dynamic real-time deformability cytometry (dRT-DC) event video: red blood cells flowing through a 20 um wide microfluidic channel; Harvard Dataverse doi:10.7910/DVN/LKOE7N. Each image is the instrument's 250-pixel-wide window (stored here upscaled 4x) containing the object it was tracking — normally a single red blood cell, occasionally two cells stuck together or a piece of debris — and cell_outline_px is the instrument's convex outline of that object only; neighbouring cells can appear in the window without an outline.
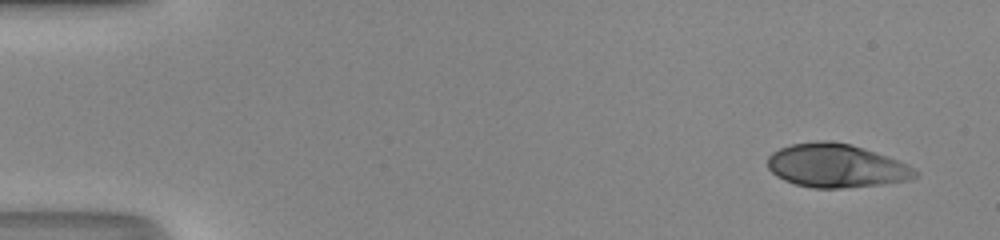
{"species": "human", "species_latin": "Homo sapiens", "temperature_condition": "room temperature", "stored_images_in_passage": 47, "camera_frame_rate_fps": 3000, "um_per_image_px": 0.085, "donor": {"sex": "male"}, "frame": {"image": 1, "passage_image": 1, "time_ms": 0.0, "image_size_px": [1000, 240], "cell_outline_px": [[916, 176], [908, 180], [884, 184], [840, 188], [812, 188], [796, 184], [784, 180], [776, 176], [768, 168], [768, 156], [772, 152], [780, 148], [792, 144], [816, 140], [828, 140], [852, 144], [864, 148], [908, 164], [916, 172]], "centroid_in_image_um": [71.04, 14.08], "position_along_channel_um": 14.0, "area_um2": 37.4}}
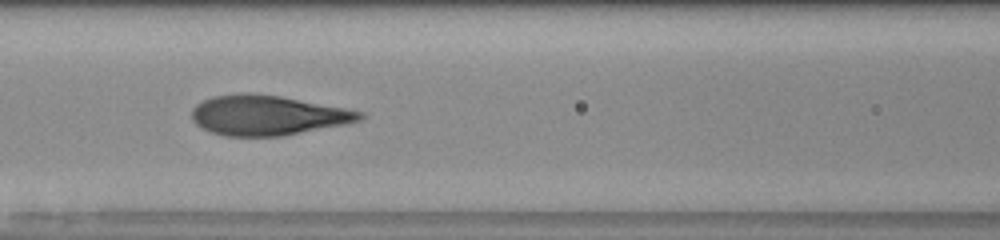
{"frame": {"image": 2, "passage_image": 20, "time_ms": 6.333, "image_size_px": [1000, 240], "cell_outline_px": [[364, 116], [360, 120], [348, 124], [284, 136], [224, 136], [212, 132], [196, 124], [192, 120], [192, 108], [196, 104], [212, 96], [240, 92], [248, 92], [280, 96], [344, 108], [364, 112]], "centroid_in_image_um": [22.74, 9.8], "position_along_channel_um": 143.9, "area_um2": 39.25}}
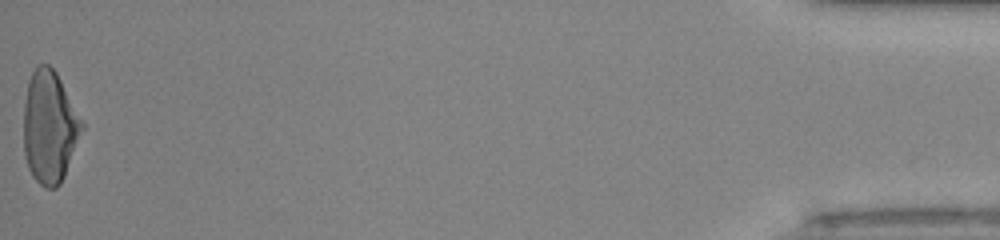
{"frame": {"image": 3, "passage_image": 47, "time_ms": 15.333, "image_size_px": [1000, 240], "cell_outline_px": [[84, 128], [64, 176], [60, 184], [56, 188], [44, 188], [32, 176], [28, 168], [24, 152], [24, 104], [28, 80], [36, 64], [48, 64], [56, 72], [84, 120]], "centroid_in_image_um": [4.22, 10.78], "position_along_channel_um": 431.0, "area_um2": 38.49}, "authors_computed_cell_mechanics": {"area_um2": 38.3792, "velocity_mm_per_s": 4.2857, "shape_relaxation_time_tau1_ms": 6.7146, "shape_relaxation_time_tau2_ms": null, "deformation_change_tau1": 0.261, "deformation_change_tau2": null}}